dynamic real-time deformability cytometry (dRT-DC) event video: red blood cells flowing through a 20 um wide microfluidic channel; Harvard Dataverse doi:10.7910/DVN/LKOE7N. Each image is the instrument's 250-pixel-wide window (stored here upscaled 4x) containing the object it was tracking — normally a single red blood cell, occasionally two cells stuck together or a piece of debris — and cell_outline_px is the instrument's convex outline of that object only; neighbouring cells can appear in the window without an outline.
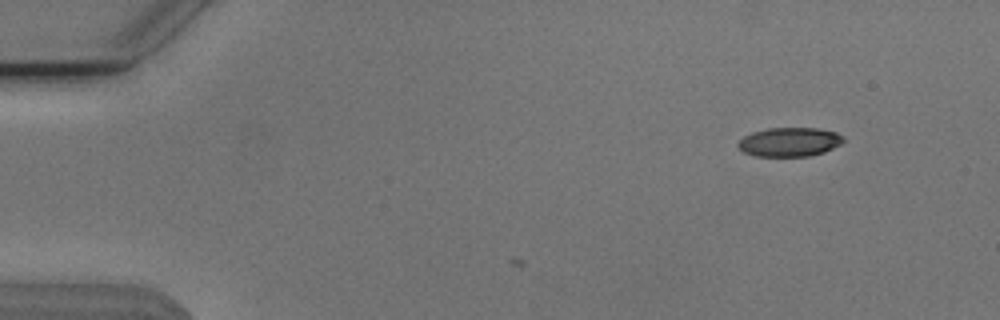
{"species": "Egyptian fruit bat (a non-hibernating species)", "species_latin": "Rousettus aegyptiacus", "temperature_condition": "cold", "stored_images_in_passage": 3, "camera_frame_rate_fps": 3000, "um_per_image_px": 0.085, "animal": {"sex": "male"}, "frame": {"image": 1, "passage_image": 1, "time_ms": 0.0, "image_size_px": [1000, 320], "cell_outline_px": [[844, 140], [840, 144], [824, 152], [808, 156], [752, 156], [744, 152], [736, 144], [744, 136], [752, 132], [768, 128], [816, 128], [836, 132], [844, 136]], "centroid_in_image_um": [67.1, 12.06], "position_along_channel_um": 17.9, "area_um2": 17.8}}